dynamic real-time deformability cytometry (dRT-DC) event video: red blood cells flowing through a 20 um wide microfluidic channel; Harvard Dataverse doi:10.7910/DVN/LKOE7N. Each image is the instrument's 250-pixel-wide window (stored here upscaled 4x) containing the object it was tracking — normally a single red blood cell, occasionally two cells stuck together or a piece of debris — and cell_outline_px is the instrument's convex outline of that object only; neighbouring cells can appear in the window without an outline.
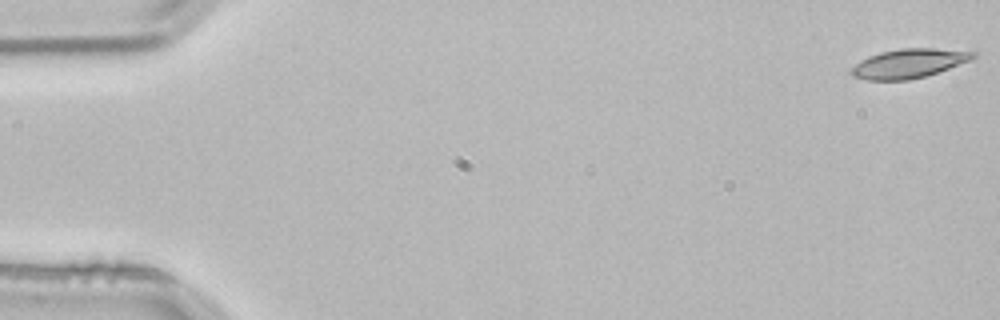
{"species": "common noctule bat (a hibernating species)", "species_latin": "Nyctalus noctula", "temperature_condition": "room temperature", "stored_images_in_passage": 17, "camera_frame_rate_fps": 3000, "um_per_image_px": 0.085, "animal": {"sex": "male", "body_mass_g": 21.5, "forearm_length_mm": 52.0}, "frame": {"image": 1, "passage_image": 1, "time_ms": 0.0, "image_size_px": [1000, 320], "cell_outline_px": [[976, 56], [972, 60], [924, 76], [908, 80], [868, 80], [852, 76], [852, 68], [860, 60], [868, 56], [880, 52], [900, 48], [932, 48], [976, 52]], "centroid_in_image_um": [77.24, 5.38], "position_along_channel_um": 7.8, "area_um2": 20.46}}
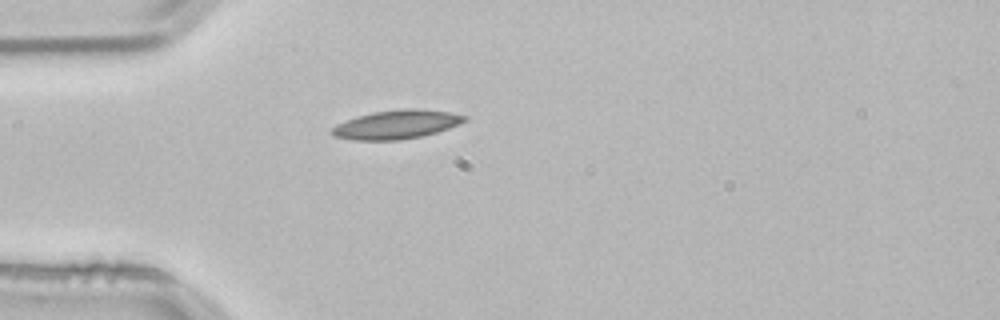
{"frame": {"image": 2, "passage_image": 15, "time_ms": 4.667, "image_size_px": [1000, 320], "cell_outline_px": [[468, 120], [448, 128], [436, 132], [420, 136], [400, 140], [356, 140], [332, 136], [328, 132], [336, 124], [356, 116], [372, 112], [400, 108], [424, 108], [448, 112], [468, 116]], "centroid_in_image_um": [33.68, 10.57], "position_along_channel_um": 51.3, "area_um2": 22.48}}